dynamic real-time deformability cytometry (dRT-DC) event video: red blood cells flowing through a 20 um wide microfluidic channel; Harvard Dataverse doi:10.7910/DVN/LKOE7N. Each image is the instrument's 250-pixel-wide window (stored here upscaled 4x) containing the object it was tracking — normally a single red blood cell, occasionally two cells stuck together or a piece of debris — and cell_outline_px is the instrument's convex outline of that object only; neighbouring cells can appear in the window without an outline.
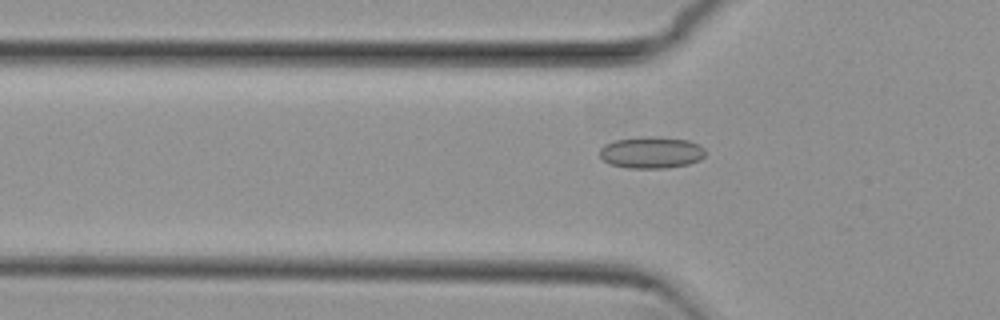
{"species": "common noctule bat (a hibernating species)", "species_latin": "Nyctalus noctula", "temperature_condition": "cold", "stored_images_in_passage": 41, "camera_frame_rate_fps": 3000, "um_per_image_px": 0.085, "animal": {"sex": "female", "body_mass_g": 29.2, "forearm_length_mm": 56.3}, "frame": {"image": 1, "passage_image": 5, "time_ms": 1.333, "image_size_px": [1000, 320], "cell_outline_px": [[704, 156], [700, 160], [688, 164], [664, 168], [628, 168], [608, 164], [600, 156], [600, 148], [604, 144], [616, 140], [640, 136], [652, 136], [688, 140], [700, 144], [704, 148]], "centroid_in_image_um": [55.35, 12.95], "position_along_channel_um": 70.4, "area_um2": 19.65}}
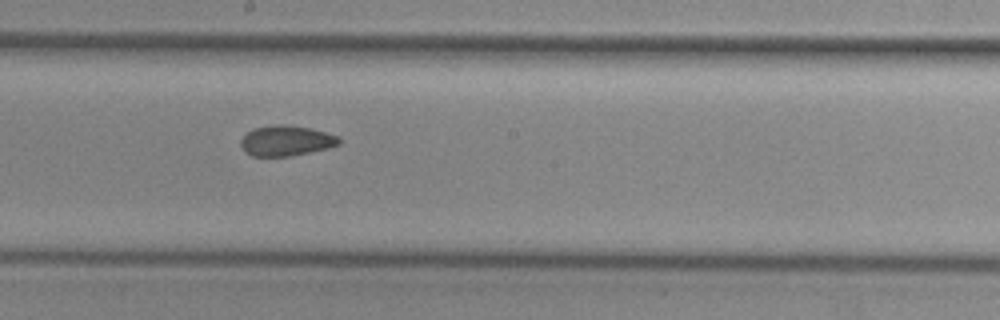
{"frame": {"image": 2, "passage_image": 17, "time_ms": 5.333, "image_size_px": [1000, 320], "cell_outline_px": [[340, 144], [328, 148], [292, 156], [252, 156], [240, 144], [240, 140], [252, 128], [276, 124], [284, 124], [312, 128], [340, 136]], "centroid_in_image_um": [24.36, 11.95], "position_along_channel_um": 223.8, "area_um2": 17.46}}
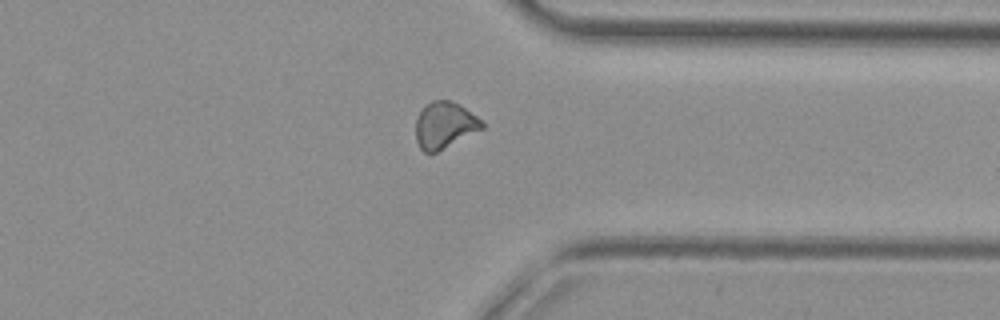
{"frame": {"image": 3, "passage_image": 29, "time_ms": 9.333, "image_size_px": [1000, 320], "cell_outline_px": [[484, 128], [436, 152], [424, 152], [420, 148], [416, 140], [416, 120], [420, 112], [432, 100], [452, 100], [460, 104], [484, 120]], "centroid_in_image_um": [37.83, 10.62], "position_along_channel_um": 373.6, "area_um2": 17.92}, "authors_computed_cell_mechanics": {"area_um2": 17.629, "velocity_mm_per_s": 3.8261, "shape_relaxation_time_tau1_ms": null, "shape_relaxation_time_tau2_ms": 4.4848, "deformation_change_tau1": null, "deformation_change_tau2": 0.098}}